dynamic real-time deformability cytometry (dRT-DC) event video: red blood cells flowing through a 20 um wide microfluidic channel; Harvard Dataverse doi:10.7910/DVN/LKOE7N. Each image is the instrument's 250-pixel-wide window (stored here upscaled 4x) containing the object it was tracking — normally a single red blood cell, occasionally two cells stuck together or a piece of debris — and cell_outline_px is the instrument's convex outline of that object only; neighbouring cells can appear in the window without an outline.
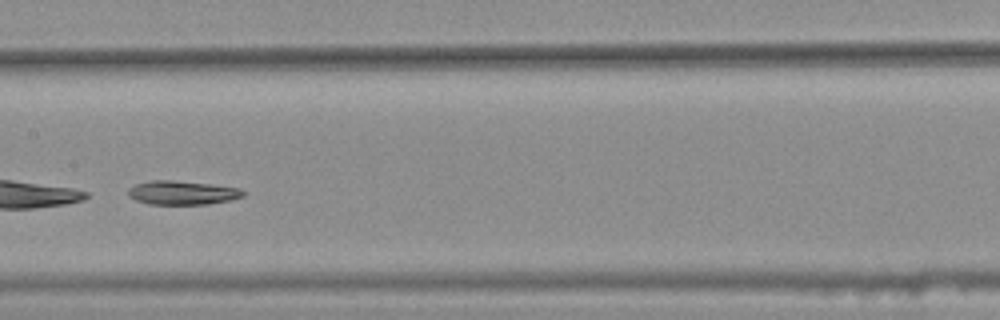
{"species": "common noctule bat (a hibernating species)", "species_latin": "Nyctalus noctula", "temperature_condition": "warm", "stored_images_in_passage": 28, "camera_frame_rate_fps": 3000, "um_per_image_px": 0.085, "animal": {"sex": "female", "body_mass_g": 25.1}, "frame": {"image": 1, "passage_image": 13, "time_ms": 4.0, "image_size_px": [1000, 320], "cell_outline_px": [[244, 196], [228, 200], [208, 204], [148, 204], [136, 200], [128, 196], [128, 188], [136, 184], [152, 180], [172, 180], [212, 184], [240, 188], [244, 192]], "centroid_in_image_um": [15.47, 16.38], "position_along_channel_um": 191.9, "area_um2": 15.95}, "authors_computed_cell_mechanics": {"area_um2": 16.2996, "velocity_mm_per_s": 3.7326, "shape_relaxation_time_tau1_ms": 2.3197, "shape_relaxation_time_tau2_ms": null, "deformation_change_tau1": 0.2375, "deformation_change_tau2": null}}